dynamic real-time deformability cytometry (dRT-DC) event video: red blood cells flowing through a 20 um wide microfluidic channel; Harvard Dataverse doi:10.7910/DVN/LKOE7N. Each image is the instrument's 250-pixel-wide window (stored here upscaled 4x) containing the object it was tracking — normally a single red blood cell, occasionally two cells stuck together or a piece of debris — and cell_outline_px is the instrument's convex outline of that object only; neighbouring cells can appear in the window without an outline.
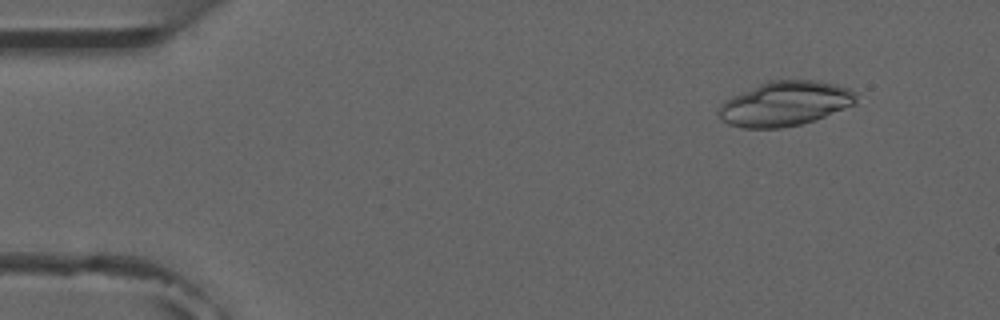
{"species": "common noctule bat (a hibernating species)", "species_latin": "Nyctalus noctula", "temperature_condition": "room temperature", "stored_images_in_passage": 4, "camera_frame_rate_fps": 3000, "um_per_image_px": 0.085, "animal": {"sex": "male", "forearm_length_mm": 52.5}, "frame": {"image": 1, "passage_image": 2, "time_ms": 1.0, "image_size_px": [1000, 320], "cell_outline_px": [[856, 104], [824, 116], [800, 124], [780, 128], [744, 128], [728, 124], [720, 120], [716, 112], [720, 104], [724, 100], [732, 96], [768, 80], [816, 80], [836, 84], [848, 88], [856, 92]], "centroid_in_image_um": [66.69, 8.81], "position_along_channel_um": 18.3, "area_um2": 35.84}}